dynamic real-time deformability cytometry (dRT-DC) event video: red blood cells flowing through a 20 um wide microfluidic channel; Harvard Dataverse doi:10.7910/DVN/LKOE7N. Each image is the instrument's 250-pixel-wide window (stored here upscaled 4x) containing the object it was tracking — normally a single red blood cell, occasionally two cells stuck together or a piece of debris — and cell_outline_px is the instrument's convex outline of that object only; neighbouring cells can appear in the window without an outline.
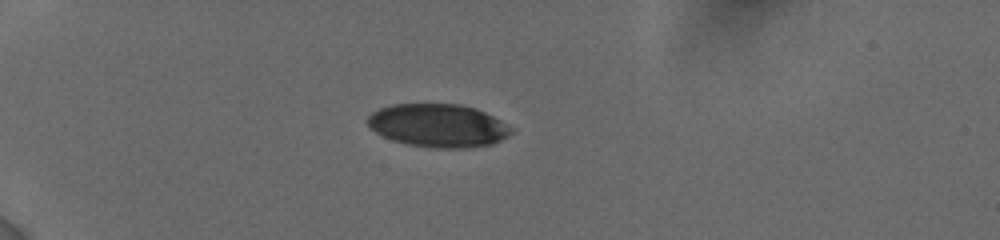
{"species": "human", "species_latin": "Homo sapiens", "temperature_condition": "cold", "stored_images_in_passage": 11, "camera_frame_rate_fps": 3000, "um_per_image_px": 0.085, "donor": {"sex": "female"}, "frame": {"image": 1, "passage_image": 1, "time_ms": 0.0, "image_size_px": [1000, 240], "cell_outline_px": [[516, 128], [508, 136], [492, 144], [460, 148], [436, 148], [408, 144], [392, 140], [376, 132], [368, 124], [368, 116], [372, 112], [380, 108], [392, 104], [460, 104], [476, 108]], "centroid_in_image_um": [37.27, 10.66], "position_along_channel_um": 47.7, "area_um2": 36.01}}
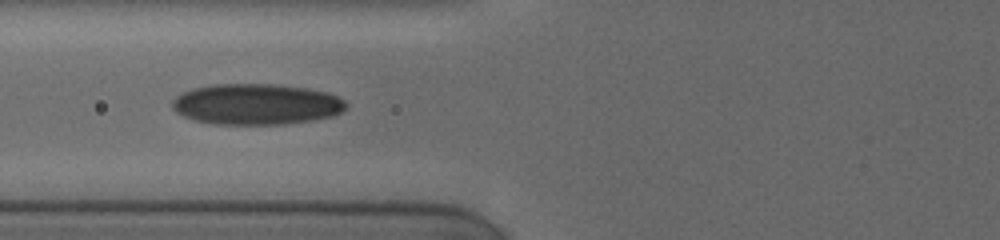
{"frame": {"image": 2, "passage_image": 7, "time_ms": 2.667, "image_size_px": [1000, 240], "cell_outline_px": [[348, 104], [340, 112], [332, 116], [312, 120], [284, 124], [216, 124], [196, 120], [184, 116], [176, 112], [172, 108], [172, 100], [176, 96], [192, 88], [212, 84], [280, 84], [308, 88], [324, 92], [336, 96], [344, 100]], "centroid_in_image_um": [21.77, 8.85], "position_along_channel_um": 104.0, "area_um2": 41.38}}
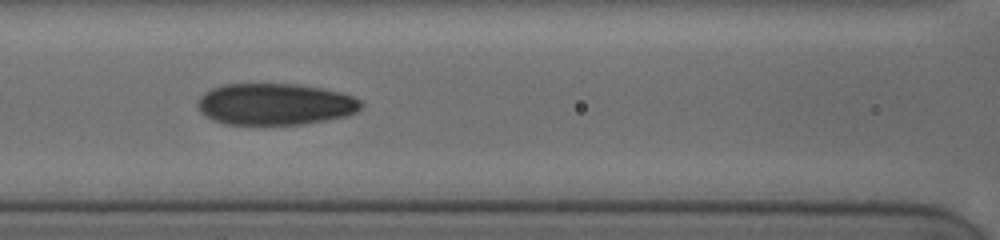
{"frame": {"image": 3, "passage_image": 10, "time_ms": 3.667, "image_size_px": [1000, 240], "cell_outline_px": [[364, 104], [356, 112], [348, 116], [300, 124], [224, 124], [208, 116], [196, 104], [200, 96], [204, 92], [212, 88], [224, 84], [296, 84], [324, 88], [340, 92], [352, 96], [360, 100]], "centroid_in_image_um": [23.42, 8.84], "position_along_channel_um": 143.2, "area_um2": 39.42}}